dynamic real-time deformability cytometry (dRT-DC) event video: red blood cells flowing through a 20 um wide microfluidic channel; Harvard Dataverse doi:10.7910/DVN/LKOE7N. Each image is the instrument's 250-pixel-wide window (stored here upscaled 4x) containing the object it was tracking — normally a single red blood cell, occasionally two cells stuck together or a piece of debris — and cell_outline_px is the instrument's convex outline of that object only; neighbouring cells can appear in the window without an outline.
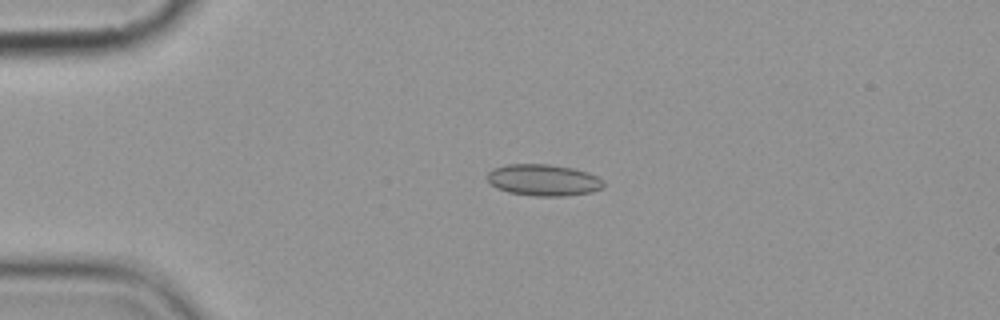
{"species": "common noctule bat (a hibernating species)", "species_latin": "Nyctalus noctula", "temperature_condition": "cold", "stored_images_in_passage": 3, "camera_frame_rate_fps": 3000, "um_per_image_px": 0.085, "animal": {"sex": "female", "body_mass_g": 19.9}, "frame": {"image": 1, "passage_image": 2, "time_ms": 2.0, "image_size_px": [1000, 320], "cell_outline_px": [[604, 188], [592, 192], [564, 196], [532, 196], [508, 192], [496, 188], [488, 180], [488, 172], [492, 168], [508, 164], [548, 164], [572, 168], [588, 172], [604, 180]], "centroid_in_image_um": [46.21, 15.31], "position_along_channel_um": 38.8, "area_um2": 21.5}}